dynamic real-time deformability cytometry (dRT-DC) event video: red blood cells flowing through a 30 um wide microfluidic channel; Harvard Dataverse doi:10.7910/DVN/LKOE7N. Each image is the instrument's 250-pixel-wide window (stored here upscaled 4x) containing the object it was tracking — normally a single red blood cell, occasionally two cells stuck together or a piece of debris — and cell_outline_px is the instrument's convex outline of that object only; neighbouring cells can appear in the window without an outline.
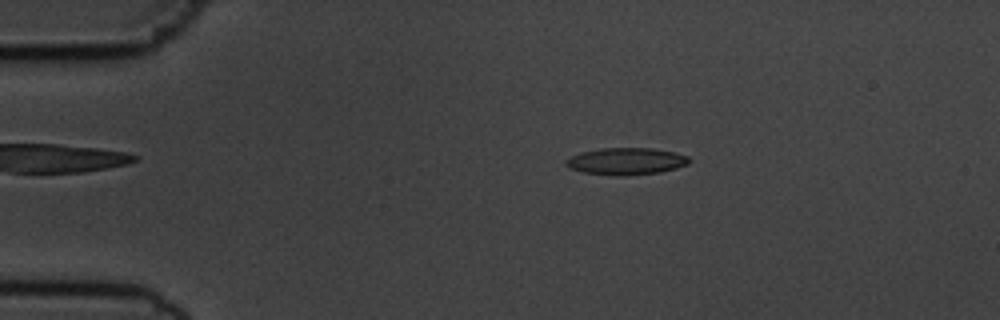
{"species": "common noctule bat (a hibernating species)", "species_latin": "Nyctalus noctula", "temperature_condition": "cold", "stored_images_in_passage": 7, "camera_frame_rate_fps": 3000, "um_per_image_px": 0.085, "animal": {"sex": "male", "body_mass_g": 19.5, "forearm_length_mm": 54.6}, "frame": {"image": 1, "passage_image": 3, "time_ms": 2.333, "image_size_px": [1000, 320], "cell_outline_px": [[692, 160], [688, 164], [676, 168], [660, 172], [624, 176], [620, 176], [584, 172], [568, 168], [564, 164], [564, 160], [580, 152], [600, 148], [652, 148], [672, 152], [688, 156]], "centroid_in_image_um": [53.2, 13.7], "position_along_channel_um": 31.8, "area_um2": 19.42}}
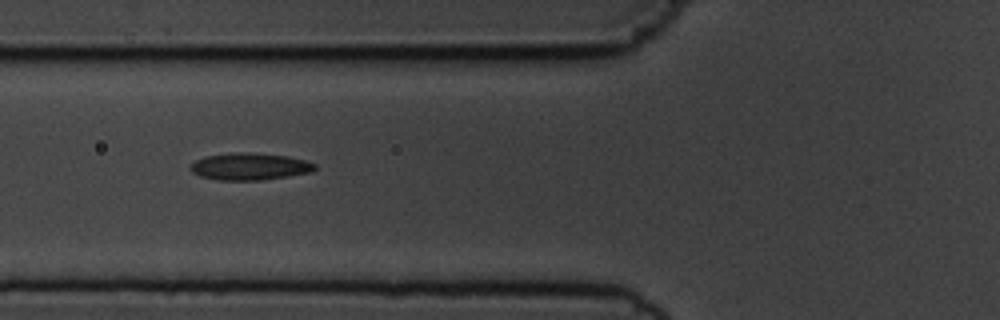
{"frame": {"image": 2, "passage_image": 6, "time_ms": 5.667, "image_size_px": [1000, 320], "cell_outline_px": [[316, 168], [312, 172], [288, 176], [260, 180], [216, 180], [200, 176], [192, 172], [188, 168], [196, 160], [204, 156], [232, 152], [248, 152], [288, 156], [304, 160], [316, 164]], "centroid_in_image_um": [21.2, 14.15], "position_along_channel_um": 104.6, "area_um2": 19.71}}
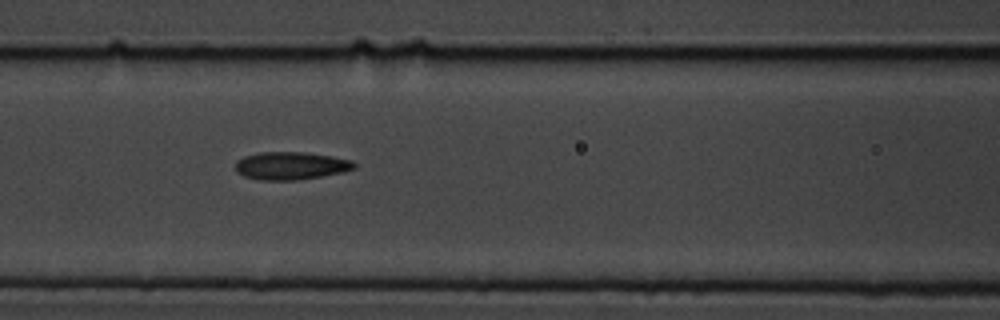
{"frame": {"image": 3, "passage_image": 7, "time_ms": 6.667, "image_size_px": [1000, 320], "cell_outline_px": [[356, 168], [344, 172], [296, 180], [260, 180], [244, 176], [236, 172], [236, 160], [244, 156], [260, 152], [304, 152], [332, 156], [352, 160], [356, 164]], "centroid_in_image_um": [24.72, 14.08], "position_along_channel_um": 141.9, "area_um2": 19.31}}